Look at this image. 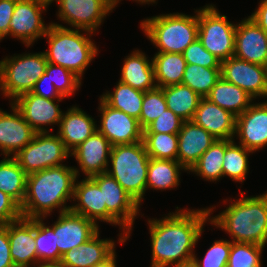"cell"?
<instances>
[{
  "mask_svg": "<svg viewBox=\"0 0 267 267\" xmlns=\"http://www.w3.org/2000/svg\"><path fill=\"white\" fill-rule=\"evenodd\" d=\"M235 136L238 142L253 152L267 146V100L250 105L236 117Z\"/></svg>",
  "mask_w": 267,
  "mask_h": 267,
  "instance_id": "ac0fdd59",
  "label": "cell"
},
{
  "mask_svg": "<svg viewBox=\"0 0 267 267\" xmlns=\"http://www.w3.org/2000/svg\"><path fill=\"white\" fill-rule=\"evenodd\" d=\"M254 153L242 145H236L234 140H225L223 161V177L228 176L232 181L243 183L249 172L248 156Z\"/></svg>",
  "mask_w": 267,
  "mask_h": 267,
  "instance_id": "e575fe53",
  "label": "cell"
},
{
  "mask_svg": "<svg viewBox=\"0 0 267 267\" xmlns=\"http://www.w3.org/2000/svg\"><path fill=\"white\" fill-rule=\"evenodd\" d=\"M21 217L20 205L0 190V225H6Z\"/></svg>",
  "mask_w": 267,
  "mask_h": 267,
  "instance_id": "f6af8a7d",
  "label": "cell"
},
{
  "mask_svg": "<svg viewBox=\"0 0 267 267\" xmlns=\"http://www.w3.org/2000/svg\"><path fill=\"white\" fill-rule=\"evenodd\" d=\"M173 267H198V266L192 260V261H189L186 263L178 264V265L173 266Z\"/></svg>",
  "mask_w": 267,
  "mask_h": 267,
  "instance_id": "db71d44e",
  "label": "cell"
},
{
  "mask_svg": "<svg viewBox=\"0 0 267 267\" xmlns=\"http://www.w3.org/2000/svg\"><path fill=\"white\" fill-rule=\"evenodd\" d=\"M99 103L101 120L97 130L112 146L143 141V129L136 118L110 107L101 97Z\"/></svg>",
  "mask_w": 267,
  "mask_h": 267,
  "instance_id": "4fadbf2b",
  "label": "cell"
},
{
  "mask_svg": "<svg viewBox=\"0 0 267 267\" xmlns=\"http://www.w3.org/2000/svg\"><path fill=\"white\" fill-rule=\"evenodd\" d=\"M8 237L15 267H35V219L21 217L8 223Z\"/></svg>",
  "mask_w": 267,
  "mask_h": 267,
  "instance_id": "ffe728a7",
  "label": "cell"
},
{
  "mask_svg": "<svg viewBox=\"0 0 267 267\" xmlns=\"http://www.w3.org/2000/svg\"><path fill=\"white\" fill-rule=\"evenodd\" d=\"M234 57L267 67V33L250 16L236 24Z\"/></svg>",
  "mask_w": 267,
  "mask_h": 267,
  "instance_id": "e0dca14e",
  "label": "cell"
},
{
  "mask_svg": "<svg viewBox=\"0 0 267 267\" xmlns=\"http://www.w3.org/2000/svg\"><path fill=\"white\" fill-rule=\"evenodd\" d=\"M265 247L252 243L232 242L227 267H261Z\"/></svg>",
  "mask_w": 267,
  "mask_h": 267,
  "instance_id": "f35d334b",
  "label": "cell"
},
{
  "mask_svg": "<svg viewBox=\"0 0 267 267\" xmlns=\"http://www.w3.org/2000/svg\"><path fill=\"white\" fill-rule=\"evenodd\" d=\"M184 120L166 109L157 119L152 121L144 130L143 133H167L178 134L181 130Z\"/></svg>",
  "mask_w": 267,
  "mask_h": 267,
  "instance_id": "ee69618b",
  "label": "cell"
},
{
  "mask_svg": "<svg viewBox=\"0 0 267 267\" xmlns=\"http://www.w3.org/2000/svg\"><path fill=\"white\" fill-rule=\"evenodd\" d=\"M236 24L213 5L198 10V40L221 62L234 56Z\"/></svg>",
  "mask_w": 267,
  "mask_h": 267,
  "instance_id": "ba28073f",
  "label": "cell"
},
{
  "mask_svg": "<svg viewBox=\"0 0 267 267\" xmlns=\"http://www.w3.org/2000/svg\"><path fill=\"white\" fill-rule=\"evenodd\" d=\"M68 157L70 152L59 135L49 132L36 133L32 141L14 156L27 175L63 165Z\"/></svg>",
  "mask_w": 267,
  "mask_h": 267,
  "instance_id": "30bf717a",
  "label": "cell"
},
{
  "mask_svg": "<svg viewBox=\"0 0 267 267\" xmlns=\"http://www.w3.org/2000/svg\"><path fill=\"white\" fill-rule=\"evenodd\" d=\"M162 219H148L152 260L150 267H168L192 261L203 226L213 208L179 209Z\"/></svg>",
  "mask_w": 267,
  "mask_h": 267,
  "instance_id": "6da1fadb",
  "label": "cell"
},
{
  "mask_svg": "<svg viewBox=\"0 0 267 267\" xmlns=\"http://www.w3.org/2000/svg\"><path fill=\"white\" fill-rule=\"evenodd\" d=\"M225 140H216L192 166L189 172L207 181H218L223 177Z\"/></svg>",
  "mask_w": 267,
  "mask_h": 267,
  "instance_id": "836d02e7",
  "label": "cell"
},
{
  "mask_svg": "<svg viewBox=\"0 0 267 267\" xmlns=\"http://www.w3.org/2000/svg\"><path fill=\"white\" fill-rule=\"evenodd\" d=\"M73 201L78 203L71 205L73 213L82 215L98 224V220L107 223V205L104 202L103 191L91 178L85 177L81 181H75Z\"/></svg>",
  "mask_w": 267,
  "mask_h": 267,
  "instance_id": "cb8c5ba5",
  "label": "cell"
},
{
  "mask_svg": "<svg viewBox=\"0 0 267 267\" xmlns=\"http://www.w3.org/2000/svg\"><path fill=\"white\" fill-rule=\"evenodd\" d=\"M10 105L12 113L0 109V150L5 157H14L36 134L14 104Z\"/></svg>",
  "mask_w": 267,
  "mask_h": 267,
  "instance_id": "d6986e66",
  "label": "cell"
},
{
  "mask_svg": "<svg viewBox=\"0 0 267 267\" xmlns=\"http://www.w3.org/2000/svg\"><path fill=\"white\" fill-rule=\"evenodd\" d=\"M45 73L63 98L75 95L82 83L81 79L72 71L51 63H47Z\"/></svg>",
  "mask_w": 267,
  "mask_h": 267,
  "instance_id": "ab89813d",
  "label": "cell"
},
{
  "mask_svg": "<svg viewBox=\"0 0 267 267\" xmlns=\"http://www.w3.org/2000/svg\"><path fill=\"white\" fill-rule=\"evenodd\" d=\"M58 5L56 14L75 29L95 32L105 17L113 12V0H52Z\"/></svg>",
  "mask_w": 267,
  "mask_h": 267,
  "instance_id": "8fae6325",
  "label": "cell"
},
{
  "mask_svg": "<svg viewBox=\"0 0 267 267\" xmlns=\"http://www.w3.org/2000/svg\"><path fill=\"white\" fill-rule=\"evenodd\" d=\"M224 211L209 218V223L232 237V242L267 244V191L262 195L243 196Z\"/></svg>",
  "mask_w": 267,
  "mask_h": 267,
  "instance_id": "3957f363",
  "label": "cell"
},
{
  "mask_svg": "<svg viewBox=\"0 0 267 267\" xmlns=\"http://www.w3.org/2000/svg\"><path fill=\"white\" fill-rule=\"evenodd\" d=\"M166 109H168L163 90L156 87L146 91L142 102V110L139 117L140 127L144 130L152 121L157 119Z\"/></svg>",
  "mask_w": 267,
  "mask_h": 267,
  "instance_id": "60d3db41",
  "label": "cell"
},
{
  "mask_svg": "<svg viewBox=\"0 0 267 267\" xmlns=\"http://www.w3.org/2000/svg\"><path fill=\"white\" fill-rule=\"evenodd\" d=\"M230 250L231 240H215L203 260H199L196 255L192 260L198 267H227Z\"/></svg>",
  "mask_w": 267,
  "mask_h": 267,
  "instance_id": "b9f144b4",
  "label": "cell"
},
{
  "mask_svg": "<svg viewBox=\"0 0 267 267\" xmlns=\"http://www.w3.org/2000/svg\"><path fill=\"white\" fill-rule=\"evenodd\" d=\"M121 0H113V5H114V8L117 7L116 5H118V3L120 2ZM133 1H136L138 3H141V4H150V3H156V0H133Z\"/></svg>",
  "mask_w": 267,
  "mask_h": 267,
  "instance_id": "f5cc1de1",
  "label": "cell"
},
{
  "mask_svg": "<svg viewBox=\"0 0 267 267\" xmlns=\"http://www.w3.org/2000/svg\"><path fill=\"white\" fill-rule=\"evenodd\" d=\"M187 171L177 160L150 158L148 165L146 190L175 189L179 186L180 171Z\"/></svg>",
  "mask_w": 267,
  "mask_h": 267,
  "instance_id": "f546056e",
  "label": "cell"
},
{
  "mask_svg": "<svg viewBox=\"0 0 267 267\" xmlns=\"http://www.w3.org/2000/svg\"><path fill=\"white\" fill-rule=\"evenodd\" d=\"M177 161L189 171L201 155L217 140L193 121H184L178 132Z\"/></svg>",
  "mask_w": 267,
  "mask_h": 267,
  "instance_id": "603a6c76",
  "label": "cell"
},
{
  "mask_svg": "<svg viewBox=\"0 0 267 267\" xmlns=\"http://www.w3.org/2000/svg\"><path fill=\"white\" fill-rule=\"evenodd\" d=\"M196 15L183 13L161 14L141 21L140 27L158 52L183 53L198 38V10Z\"/></svg>",
  "mask_w": 267,
  "mask_h": 267,
  "instance_id": "5b68a950",
  "label": "cell"
},
{
  "mask_svg": "<svg viewBox=\"0 0 267 267\" xmlns=\"http://www.w3.org/2000/svg\"><path fill=\"white\" fill-rule=\"evenodd\" d=\"M36 267H63L60 262H39Z\"/></svg>",
  "mask_w": 267,
  "mask_h": 267,
  "instance_id": "816d5d0a",
  "label": "cell"
},
{
  "mask_svg": "<svg viewBox=\"0 0 267 267\" xmlns=\"http://www.w3.org/2000/svg\"><path fill=\"white\" fill-rule=\"evenodd\" d=\"M47 63L44 52L6 56L0 61V92L11 102L31 92L45 73Z\"/></svg>",
  "mask_w": 267,
  "mask_h": 267,
  "instance_id": "52a82bcc",
  "label": "cell"
},
{
  "mask_svg": "<svg viewBox=\"0 0 267 267\" xmlns=\"http://www.w3.org/2000/svg\"><path fill=\"white\" fill-rule=\"evenodd\" d=\"M221 76L237 85L253 99L267 98V67L236 57L221 62Z\"/></svg>",
  "mask_w": 267,
  "mask_h": 267,
  "instance_id": "5bb4252c",
  "label": "cell"
},
{
  "mask_svg": "<svg viewBox=\"0 0 267 267\" xmlns=\"http://www.w3.org/2000/svg\"><path fill=\"white\" fill-rule=\"evenodd\" d=\"M116 252L114 251L107 259L91 267H116Z\"/></svg>",
  "mask_w": 267,
  "mask_h": 267,
  "instance_id": "f907efd6",
  "label": "cell"
},
{
  "mask_svg": "<svg viewBox=\"0 0 267 267\" xmlns=\"http://www.w3.org/2000/svg\"><path fill=\"white\" fill-rule=\"evenodd\" d=\"M192 121L217 140H234L236 116L202 97Z\"/></svg>",
  "mask_w": 267,
  "mask_h": 267,
  "instance_id": "7402d4cb",
  "label": "cell"
},
{
  "mask_svg": "<svg viewBox=\"0 0 267 267\" xmlns=\"http://www.w3.org/2000/svg\"><path fill=\"white\" fill-rule=\"evenodd\" d=\"M46 84H47V86H46ZM43 85H45L46 87H48V85H50V86L48 87V90H47V88L46 89L43 88ZM50 87H51V89H50ZM31 92L38 95V96L46 98V99H64L56 90L55 86L53 85V82L48 79V75L46 73H44L37 80V82L35 83V86Z\"/></svg>",
  "mask_w": 267,
  "mask_h": 267,
  "instance_id": "c3c4849f",
  "label": "cell"
},
{
  "mask_svg": "<svg viewBox=\"0 0 267 267\" xmlns=\"http://www.w3.org/2000/svg\"><path fill=\"white\" fill-rule=\"evenodd\" d=\"M161 89L168 109L184 121H192L202 97L182 83Z\"/></svg>",
  "mask_w": 267,
  "mask_h": 267,
  "instance_id": "4dcf8cb0",
  "label": "cell"
},
{
  "mask_svg": "<svg viewBox=\"0 0 267 267\" xmlns=\"http://www.w3.org/2000/svg\"><path fill=\"white\" fill-rule=\"evenodd\" d=\"M149 155L143 141L111 147L107 173L139 204L144 199Z\"/></svg>",
  "mask_w": 267,
  "mask_h": 267,
  "instance_id": "8992f818",
  "label": "cell"
},
{
  "mask_svg": "<svg viewBox=\"0 0 267 267\" xmlns=\"http://www.w3.org/2000/svg\"><path fill=\"white\" fill-rule=\"evenodd\" d=\"M50 4L46 0H17L10 20L9 35L21 40L27 48L42 38L50 23L44 24L41 14Z\"/></svg>",
  "mask_w": 267,
  "mask_h": 267,
  "instance_id": "7c38bea8",
  "label": "cell"
},
{
  "mask_svg": "<svg viewBox=\"0 0 267 267\" xmlns=\"http://www.w3.org/2000/svg\"><path fill=\"white\" fill-rule=\"evenodd\" d=\"M112 145L98 130L76 147L70 156H74L85 177L107 172Z\"/></svg>",
  "mask_w": 267,
  "mask_h": 267,
  "instance_id": "44dd1931",
  "label": "cell"
},
{
  "mask_svg": "<svg viewBox=\"0 0 267 267\" xmlns=\"http://www.w3.org/2000/svg\"><path fill=\"white\" fill-rule=\"evenodd\" d=\"M143 142L150 158L177 160V134L143 133Z\"/></svg>",
  "mask_w": 267,
  "mask_h": 267,
  "instance_id": "74e56055",
  "label": "cell"
},
{
  "mask_svg": "<svg viewBox=\"0 0 267 267\" xmlns=\"http://www.w3.org/2000/svg\"><path fill=\"white\" fill-rule=\"evenodd\" d=\"M79 169L60 165L27 175L26 195L21 208L22 217L46 218L56 208L59 213L69 211L66 206L74 196V184Z\"/></svg>",
  "mask_w": 267,
  "mask_h": 267,
  "instance_id": "7a4b0ae2",
  "label": "cell"
},
{
  "mask_svg": "<svg viewBox=\"0 0 267 267\" xmlns=\"http://www.w3.org/2000/svg\"><path fill=\"white\" fill-rule=\"evenodd\" d=\"M214 104L239 116L250 107L254 99L237 85L229 83L222 76L206 96Z\"/></svg>",
  "mask_w": 267,
  "mask_h": 267,
  "instance_id": "83f0119b",
  "label": "cell"
},
{
  "mask_svg": "<svg viewBox=\"0 0 267 267\" xmlns=\"http://www.w3.org/2000/svg\"><path fill=\"white\" fill-rule=\"evenodd\" d=\"M55 241L61 255L91 239L98 231L99 225L71 210L59 213L57 221L51 225Z\"/></svg>",
  "mask_w": 267,
  "mask_h": 267,
  "instance_id": "2e32d148",
  "label": "cell"
},
{
  "mask_svg": "<svg viewBox=\"0 0 267 267\" xmlns=\"http://www.w3.org/2000/svg\"><path fill=\"white\" fill-rule=\"evenodd\" d=\"M113 92H106L101 98L112 108L121 110L139 120L144 91L132 88L130 85L118 81Z\"/></svg>",
  "mask_w": 267,
  "mask_h": 267,
  "instance_id": "d6a6232c",
  "label": "cell"
},
{
  "mask_svg": "<svg viewBox=\"0 0 267 267\" xmlns=\"http://www.w3.org/2000/svg\"><path fill=\"white\" fill-rule=\"evenodd\" d=\"M44 218H35V242L37 264L39 262H60V254L55 241L54 229L44 223Z\"/></svg>",
  "mask_w": 267,
  "mask_h": 267,
  "instance_id": "8d00e7d4",
  "label": "cell"
},
{
  "mask_svg": "<svg viewBox=\"0 0 267 267\" xmlns=\"http://www.w3.org/2000/svg\"><path fill=\"white\" fill-rule=\"evenodd\" d=\"M119 81L144 92L155 89L152 59L149 60L142 51H133L124 59Z\"/></svg>",
  "mask_w": 267,
  "mask_h": 267,
  "instance_id": "4316f807",
  "label": "cell"
},
{
  "mask_svg": "<svg viewBox=\"0 0 267 267\" xmlns=\"http://www.w3.org/2000/svg\"><path fill=\"white\" fill-rule=\"evenodd\" d=\"M255 10L250 17L267 33V0H260Z\"/></svg>",
  "mask_w": 267,
  "mask_h": 267,
  "instance_id": "681fc988",
  "label": "cell"
},
{
  "mask_svg": "<svg viewBox=\"0 0 267 267\" xmlns=\"http://www.w3.org/2000/svg\"><path fill=\"white\" fill-rule=\"evenodd\" d=\"M115 242L100 239L99 231L88 241L62 255L63 267H91L107 259L115 251Z\"/></svg>",
  "mask_w": 267,
  "mask_h": 267,
  "instance_id": "484cf974",
  "label": "cell"
},
{
  "mask_svg": "<svg viewBox=\"0 0 267 267\" xmlns=\"http://www.w3.org/2000/svg\"><path fill=\"white\" fill-rule=\"evenodd\" d=\"M158 88L182 83L186 60L181 53L157 52L152 58Z\"/></svg>",
  "mask_w": 267,
  "mask_h": 267,
  "instance_id": "f1b7e54d",
  "label": "cell"
},
{
  "mask_svg": "<svg viewBox=\"0 0 267 267\" xmlns=\"http://www.w3.org/2000/svg\"><path fill=\"white\" fill-rule=\"evenodd\" d=\"M27 174L14 157L0 161V190L13 198L20 206L26 195Z\"/></svg>",
  "mask_w": 267,
  "mask_h": 267,
  "instance_id": "1f68e13d",
  "label": "cell"
},
{
  "mask_svg": "<svg viewBox=\"0 0 267 267\" xmlns=\"http://www.w3.org/2000/svg\"><path fill=\"white\" fill-rule=\"evenodd\" d=\"M57 101L59 103L62 99H46L27 92L11 103L20 111L25 121L36 133H44L50 131L46 128L48 125L57 124L59 127L63 112L59 108V104H56Z\"/></svg>",
  "mask_w": 267,
  "mask_h": 267,
  "instance_id": "9a60e30c",
  "label": "cell"
},
{
  "mask_svg": "<svg viewBox=\"0 0 267 267\" xmlns=\"http://www.w3.org/2000/svg\"><path fill=\"white\" fill-rule=\"evenodd\" d=\"M91 178L103 191L104 202L107 205V223L118 225L122 230L119 243H125L132 232L137 215H140V205L120 186L107 172L96 174Z\"/></svg>",
  "mask_w": 267,
  "mask_h": 267,
  "instance_id": "9c48e42d",
  "label": "cell"
},
{
  "mask_svg": "<svg viewBox=\"0 0 267 267\" xmlns=\"http://www.w3.org/2000/svg\"><path fill=\"white\" fill-rule=\"evenodd\" d=\"M182 54L187 64H196L206 68H221V61L206 50L198 38Z\"/></svg>",
  "mask_w": 267,
  "mask_h": 267,
  "instance_id": "7bdbcfd3",
  "label": "cell"
},
{
  "mask_svg": "<svg viewBox=\"0 0 267 267\" xmlns=\"http://www.w3.org/2000/svg\"><path fill=\"white\" fill-rule=\"evenodd\" d=\"M96 130L97 124L94 118L81 108L72 106L65 113L63 112L57 134L71 153Z\"/></svg>",
  "mask_w": 267,
  "mask_h": 267,
  "instance_id": "d4e9b609",
  "label": "cell"
},
{
  "mask_svg": "<svg viewBox=\"0 0 267 267\" xmlns=\"http://www.w3.org/2000/svg\"><path fill=\"white\" fill-rule=\"evenodd\" d=\"M0 267H15L10 254L8 224L0 225Z\"/></svg>",
  "mask_w": 267,
  "mask_h": 267,
  "instance_id": "7dc6e473",
  "label": "cell"
},
{
  "mask_svg": "<svg viewBox=\"0 0 267 267\" xmlns=\"http://www.w3.org/2000/svg\"><path fill=\"white\" fill-rule=\"evenodd\" d=\"M17 0H0V41L9 36L10 20Z\"/></svg>",
  "mask_w": 267,
  "mask_h": 267,
  "instance_id": "bcb514c9",
  "label": "cell"
},
{
  "mask_svg": "<svg viewBox=\"0 0 267 267\" xmlns=\"http://www.w3.org/2000/svg\"><path fill=\"white\" fill-rule=\"evenodd\" d=\"M221 77V68H206L196 64H187L182 84L190 87L201 97H206Z\"/></svg>",
  "mask_w": 267,
  "mask_h": 267,
  "instance_id": "d590c367",
  "label": "cell"
},
{
  "mask_svg": "<svg viewBox=\"0 0 267 267\" xmlns=\"http://www.w3.org/2000/svg\"><path fill=\"white\" fill-rule=\"evenodd\" d=\"M82 31L86 34L81 33ZM93 33L65 27L57 22L50 23L43 36L49 44V50L44 51L46 60L48 63L65 67L82 80L84 71L99 51L91 40Z\"/></svg>",
  "mask_w": 267,
  "mask_h": 267,
  "instance_id": "277c9868",
  "label": "cell"
}]
</instances>
